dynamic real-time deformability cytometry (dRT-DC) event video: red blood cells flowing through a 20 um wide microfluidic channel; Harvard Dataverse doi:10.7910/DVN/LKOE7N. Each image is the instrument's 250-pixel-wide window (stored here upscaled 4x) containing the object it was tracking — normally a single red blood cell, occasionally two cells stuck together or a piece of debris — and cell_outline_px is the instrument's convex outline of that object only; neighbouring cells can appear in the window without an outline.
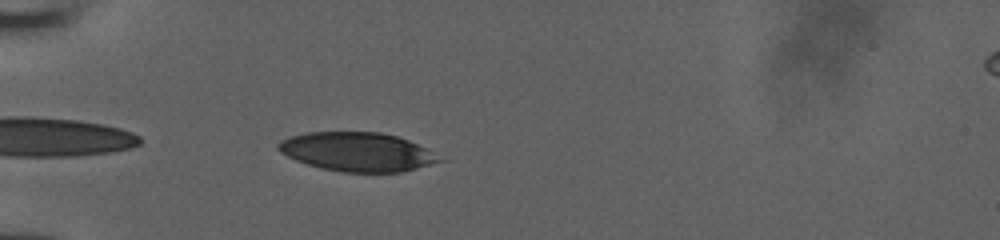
{"species": "human", "species_latin": "Homo sapiens", "temperature_condition": "room temperature", "stored_images_in_passage": 36, "camera_frame_rate_fps": 3000, "um_per_image_px": 0.085, "donor": {"sex": "male"}, "frame": {"image": 1, "passage_image": 2, "time_ms": 0.333, "image_size_px": [1000, 240], "cell_outline_px": [[448, 160], [400, 172], [344, 172], [320, 168], [296, 160], [280, 152], [276, 148], [276, 144], [280, 140], [288, 136], [308, 132], [380, 132], [396, 136], [408, 140]], "centroid_in_image_um": [30.34, 12.9], "position_along_channel_um": 54.7, "area_um2": 36.53}}
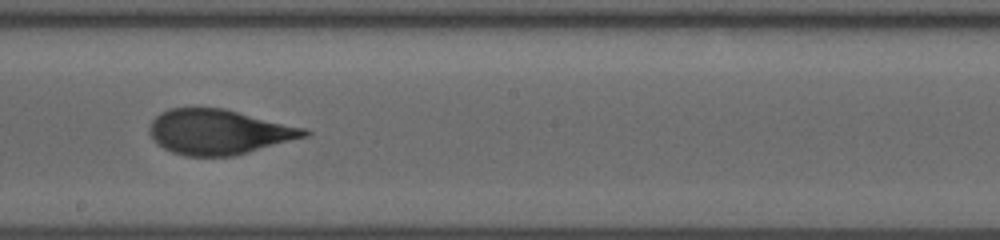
{"frame": {"image": 2, "passage_image": 16, "time_ms": 5.0, "image_size_px": [1000, 240], "cell_outline_px": [[312, 132], [308, 136], [248, 152], [232, 156], [184, 156], [172, 152], [156, 144], [152, 140], [148, 132], [148, 128], [152, 120], [160, 112], [168, 108], [224, 108], [304, 128]], "centroid_in_image_um": [18.54, 11.21], "position_along_channel_um": 229.7, "area_um2": 40.63}}
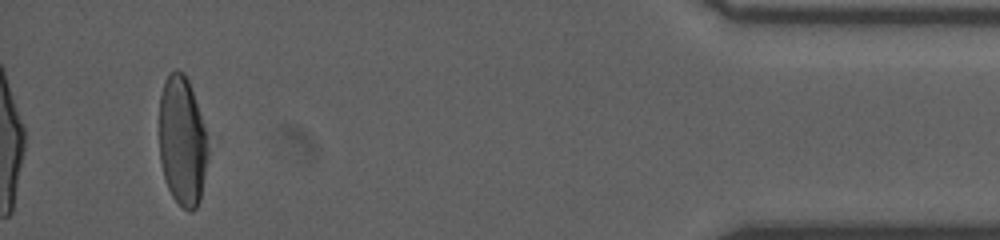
{"frame": {"image": 3, "passage_image": 34, "time_ms": 11.0, "image_size_px": [1000, 240], "cell_outline_px": [[208, 156], [200, 200], [196, 208], [192, 212], [188, 212], [172, 196], [168, 188], [164, 176], [160, 160], [160, 96], [164, 80], [168, 72], [176, 68], [184, 72], [188, 80], [204, 128], [208, 148]], "centroid_in_image_um": [15.48, 11.99], "position_along_channel_um": 419.7, "area_um2": 36.59}}